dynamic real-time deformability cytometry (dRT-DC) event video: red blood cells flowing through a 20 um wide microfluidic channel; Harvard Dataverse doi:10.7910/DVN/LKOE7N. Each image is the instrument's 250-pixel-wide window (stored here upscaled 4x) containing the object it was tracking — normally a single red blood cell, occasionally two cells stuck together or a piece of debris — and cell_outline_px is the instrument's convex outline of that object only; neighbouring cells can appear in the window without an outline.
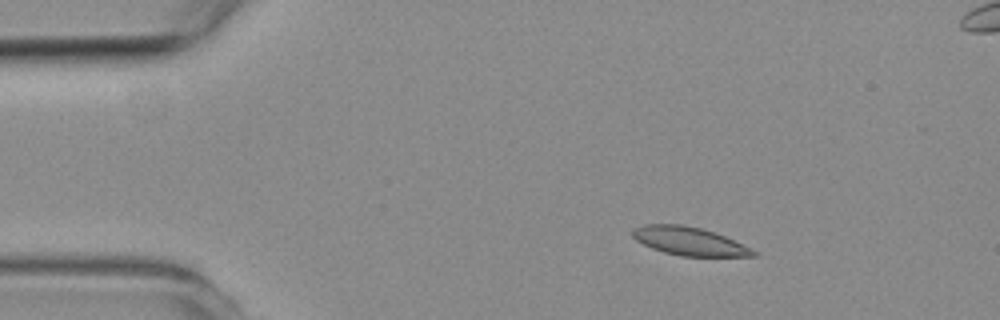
{"species": "common noctule bat (a hibernating species)", "species_latin": "Nyctalus noctula", "temperature_condition": "room temperature", "stored_images_in_passage": 5, "camera_frame_rate_fps": 3000, "um_per_image_px": 0.085, "animal": {"sex": "female", "body_mass_g": 19.3, "forearm_length_mm": 54.1}, "frame": {"image": 1, "passage_image": 2, "time_ms": 2.0, "image_size_px": [1000, 320], "cell_outline_px": [[756, 256], [680, 256], [664, 252], [652, 248], [636, 240], [632, 236], [632, 228], [644, 224], [680, 224], [700, 228], [724, 236], [756, 252]], "centroid_in_image_um": [58.5, 20.49], "position_along_channel_um": 26.5, "area_um2": 19.54}}